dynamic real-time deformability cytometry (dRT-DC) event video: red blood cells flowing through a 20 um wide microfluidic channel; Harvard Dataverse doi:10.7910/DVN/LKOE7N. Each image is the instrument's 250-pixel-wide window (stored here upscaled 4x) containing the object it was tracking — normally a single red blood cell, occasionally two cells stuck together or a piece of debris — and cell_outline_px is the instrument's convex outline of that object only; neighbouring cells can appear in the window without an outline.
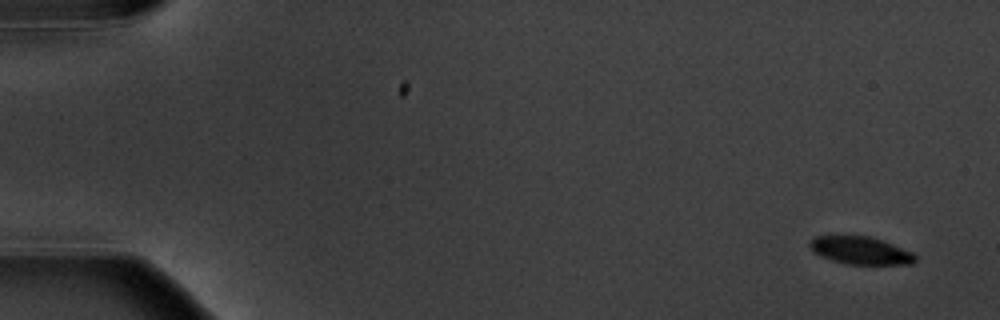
{"species": "common noctule bat (a hibernating species)", "species_latin": "Nyctalus noctula", "temperature_condition": "warm", "stored_images_in_passage": 11, "camera_frame_rate_fps": 3000, "um_per_image_px": 0.085, "animal": {"sex": "male", "body_mass_g": 20.1, "forearm_length_mm": 53.5}, "frame": {"image": 1, "passage_image": 1, "time_ms": 0.0, "image_size_px": [1000, 320], "cell_outline_px": [[916, 260], [912, 264], [848, 264], [832, 260], [820, 256], [808, 244], [808, 240], [812, 236], [868, 236], [884, 240], [912, 252], [916, 256]], "centroid_in_image_um": [73.14, 21.28], "position_along_channel_um": 11.9, "area_um2": 16.99}}
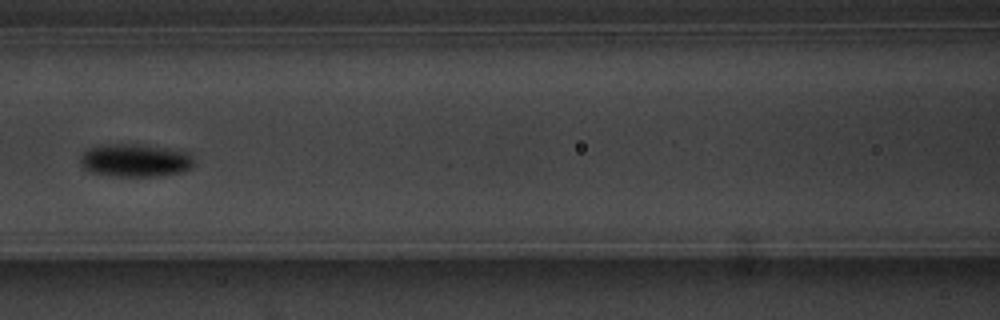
{"frame": {"image": 2, "passage_image": 7, "time_ms": 8.0, "image_size_px": [1000, 320], "cell_outline_px": [[192, 168], [184, 172], [156, 176], [112, 176], [88, 172], [80, 164], [80, 156], [88, 148], [104, 144], [148, 144], [188, 152], [192, 156]], "centroid_in_image_um": [11.48, 13.62], "position_along_channel_um": 155.1, "area_um2": 22.2}}
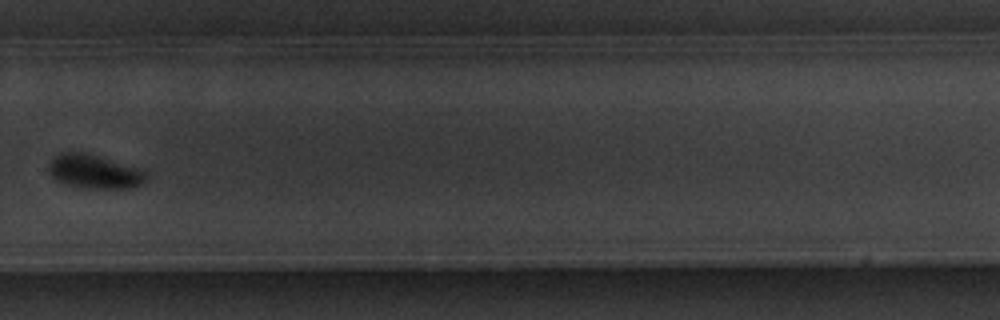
{"frame": {"image": 3, "passage_image": 11, "time_ms": 12.667, "image_size_px": [1000, 320], "cell_outline_px": [[148, 176], [140, 184], [132, 188], [88, 188], [68, 184], [56, 180], [48, 172], [48, 164], [60, 152], [80, 152], [96, 156], [140, 168], [148, 172]], "centroid_in_image_um": [8.02, 14.59], "position_along_channel_um": 321.8, "area_um2": 18.96}}